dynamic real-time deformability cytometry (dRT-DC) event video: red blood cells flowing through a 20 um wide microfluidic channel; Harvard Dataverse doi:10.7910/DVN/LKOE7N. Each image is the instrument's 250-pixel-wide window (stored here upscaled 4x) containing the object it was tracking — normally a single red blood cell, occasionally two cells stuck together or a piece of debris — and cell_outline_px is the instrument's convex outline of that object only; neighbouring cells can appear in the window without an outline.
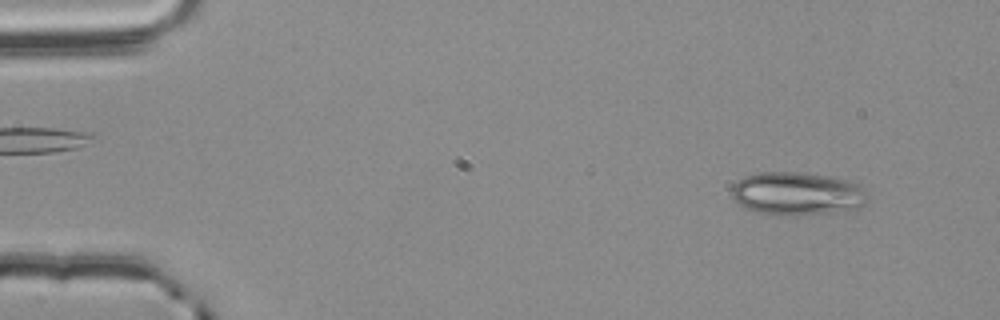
{"species": "common noctule bat (a hibernating species)", "species_latin": "Nyctalus noctula", "temperature_condition": "room temperature", "stored_images_in_passage": 55, "camera_frame_rate_fps": 3000, "um_per_image_px": 0.085, "animal": {"sex": "male", "body_mass_g": 20.4}, "frame": {"image": 1, "passage_image": 5, "time_ms": 1.333, "image_size_px": [1000, 320], "cell_outline_px": [[872, 200], [856, 208], [828, 212], [792, 216], [760, 212], [748, 208], [740, 204], [732, 196], [732, 184], [744, 176], [760, 172], [800, 172], [836, 176], [848, 180], [856, 184]], "centroid_in_image_um": [67.77, 16.43], "position_along_channel_um": 17.2, "area_um2": 34.04}}
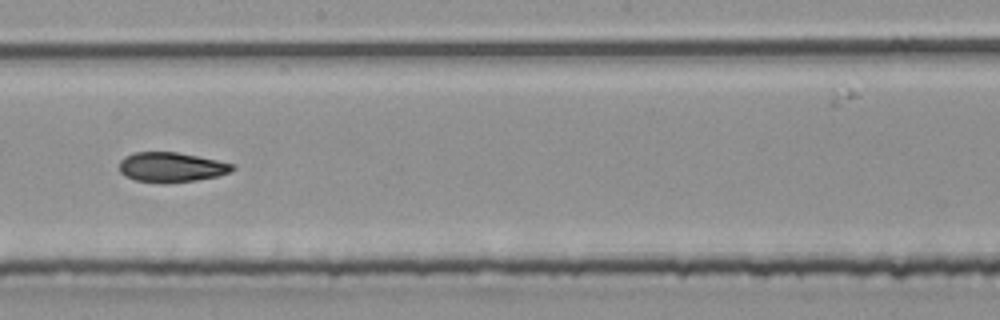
{"frame": {"image": 2, "passage_image": 31, "time_ms": 10.0, "image_size_px": [1000, 320], "cell_outline_px": [[236, 168], [228, 172], [216, 176], [196, 180], [136, 180], [124, 176], [120, 172], [120, 160], [124, 156], [132, 152], [176, 152], [236, 164]], "centroid_in_image_um": [14.55, 14.16], "position_along_channel_um": 233.6, "area_um2": 18.84}}
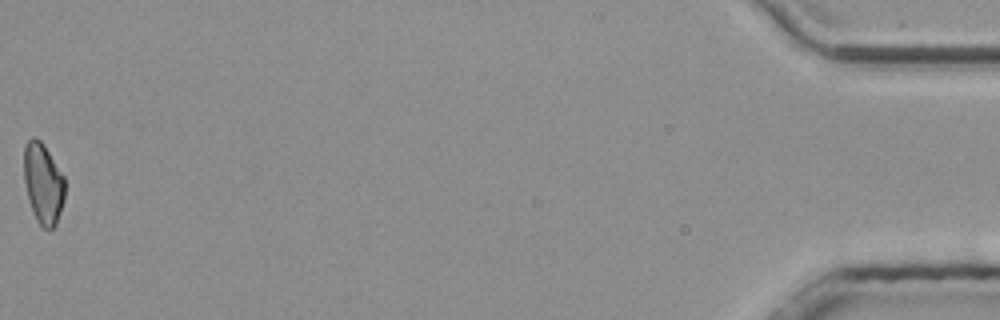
{"frame": {"image": 3, "passage_image": 55, "time_ms": 18.0, "image_size_px": [1000, 320], "cell_outline_px": [[64, 200], [56, 224], [52, 228], [44, 228], [36, 220], [28, 196], [24, 180], [24, 144], [32, 136], [40, 140], [44, 144], [64, 176]], "centroid_in_image_um": [3.67, 15.55], "position_along_channel_um": 431.5, "area_um2": 19.07}, "authors_computed_cell_mechanics": {"area_um2": 20.1722, "velocity_mm_per_s": 3.7994, "shape_relaxation_time_tau1_ms": null, "shape_relaxation_time_tau2_ms": 3.7597, "deformation_change_tau1": null, "deformation_change_tau2": 0.0979}}